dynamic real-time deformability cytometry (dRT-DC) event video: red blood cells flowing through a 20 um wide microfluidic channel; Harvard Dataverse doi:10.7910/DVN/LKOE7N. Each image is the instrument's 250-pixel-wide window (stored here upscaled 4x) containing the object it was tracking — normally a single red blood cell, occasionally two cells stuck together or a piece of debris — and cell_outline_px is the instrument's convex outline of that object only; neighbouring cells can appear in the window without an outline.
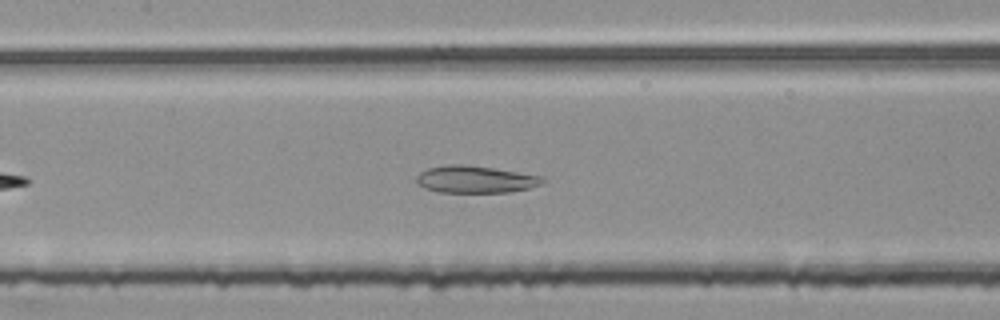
{"species": "common noctule bat (a hibernating species)", "species_latin": "Nyctalus noctula", "temperature_condition": "room temperature", "stored_images_in_passage": 38, "camera_frame_rate_fps": 3000, "um_per_image_px": 0.085, "animal": {"sex": "female", "body_mass_g": 25.1}, "frame": {"image": 1, "passage_image": 13, "time_ms": 4.0, "image_size_px": [1000, 320], "cell_outline_px": [[548, 180], [540, 184], [528, 188], [508, 192], [440, 192], [424, 188], [416, 180], [416, 176], [420, 172], [428, 168], [448, 164], [464, 164], [492, 168], [544, 176]], "centroid_in_image_um": [40.42, 15.24], "position_along_channel_um": 167.0, "area_um2": 19.88}}
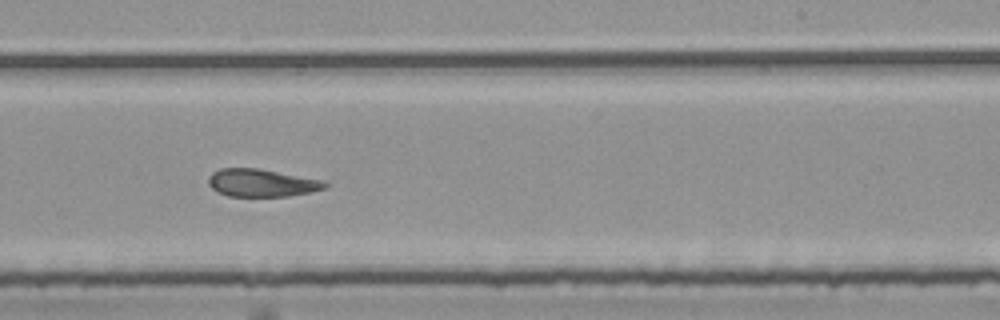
{"frame": {"image": 2, "passage_image": 21, "time_ms": 6.667, "image_size_px": [1000, 320], "cell_outline_px": [[328, 184], [324, 188], [312, 192], [288, 196], [228, 196], [216, 192], [208, 184], [208, 180], [212, 172], [220, 168], [260, 168], [324, 180]], "centroid_in_image_um": [22.24, 15.54], "position_along_channel_um": 266.8, "area_um2": 18.96}}
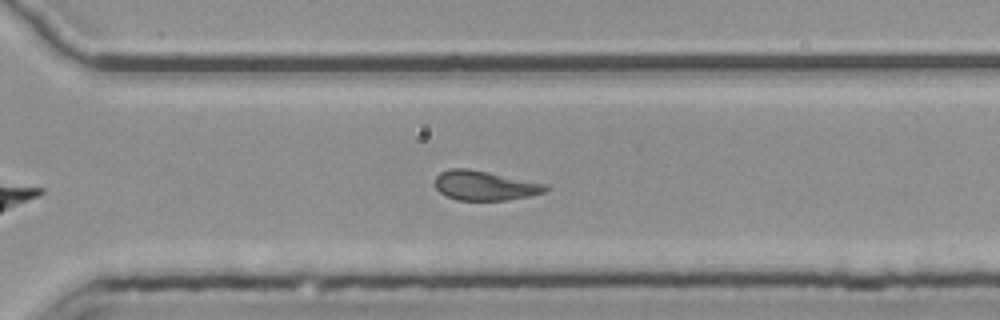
{"frame": {"image": 3, "passage_image": 26, "time_ms": 8.333, "image_size_px": [1000, 320], "cell_outline_px": [[552, 188], [544, 192], [528, 196], [504, 200], [456, 200], [444, 196], [436, 188], [436, 176], [440, 172], [448, 168], [468, 168], [548, 184]], "centroid_in_image_um": [41.2, 15.77], "position_along_channel_um": 329.4, "area_um2": 19.13}, "authors_computed_cell_mechanics": {"area_um2": 20.6057, "velocity_mm_per_s": 3.7703, "shape_relaxation_time_tau1_ms": null, "shape_relaxation_time_tau2_ms": 6.0758, "deformation_change_tau1": null, "deformation_change_tau2": 0.1641}}